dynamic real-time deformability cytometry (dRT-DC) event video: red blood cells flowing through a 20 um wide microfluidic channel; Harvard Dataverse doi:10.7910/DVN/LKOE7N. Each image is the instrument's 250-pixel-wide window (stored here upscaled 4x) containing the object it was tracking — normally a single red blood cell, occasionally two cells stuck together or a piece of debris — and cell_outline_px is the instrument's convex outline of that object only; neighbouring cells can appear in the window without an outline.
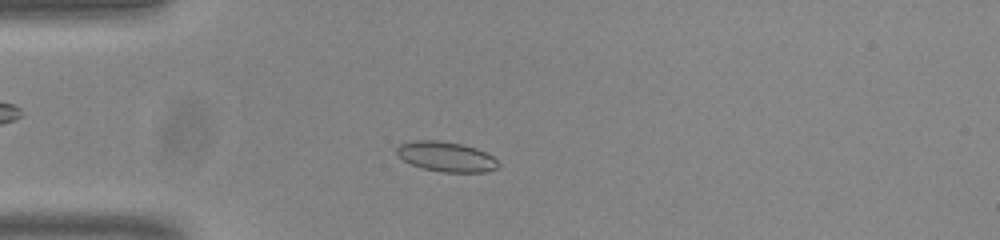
{"species": "common noctule bat (a hibernating species)", "species_latin": "Nyctalus noctula", "temperature_condition": "room temperature", "stored_images_in_passage": 48, "camera_frame_rate_fps": 3000, "um_per_image_px": 0.085, "animal": {"sex": "male", "body_mass_g": 20.0, "forearm_length_mm": 53.3}, "frame": {"image": 1, "passage_image": 9, "time_ms": 2.667, "image_size_px": [1000, 240], "cell_outline_px": [[500, 164], [496, 168], [484, 172], [444, 172], [424, 168], [412, 164], [396, 156], [396, 148], [400, 144], [412, 140], [440, 140], [464, 144], [476, 148], [492, 156]], "centroid_in_image_um": [37.9, 13.3], "position_along_channel_um": 47.1, "area_um2": 17.74}}
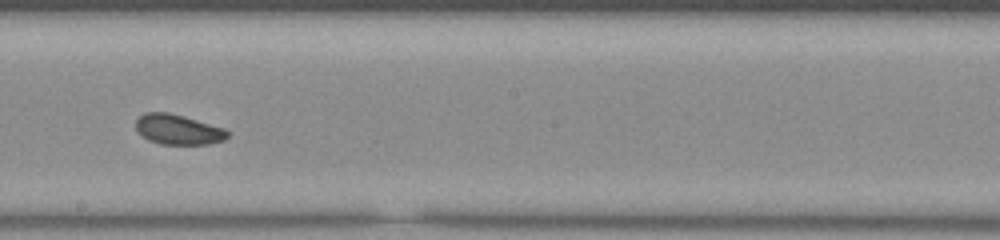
{"frame": {"image": 2, "passage_image": 25, "time_ms": 8.0, "image_size_px": [1000, 240], "cell_outline_px": [[228, 136], [224, 140], [208, 144], [160, 144], [148, 140], [136, 132], [136, 120], [144, 112], [168, 112], [184, 116], [224, 128], [228, 132]], "centroid_in_image_um": [15.1, 11.01], "position_along_channel_um": 233.1, "area_um2": 16.13}}
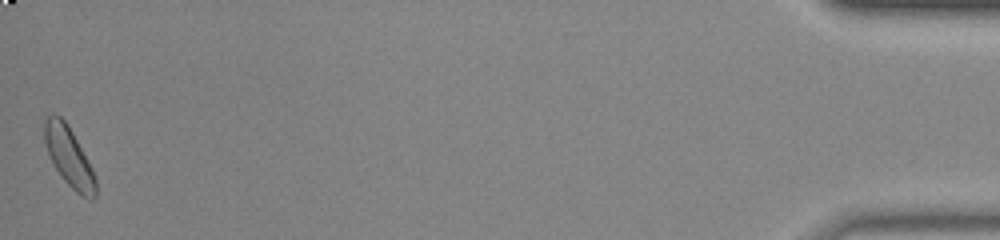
{"frame": {"image": 3, "passage_image": 48, "time_ms": 15.667, "image_size_px": [1000, 240], "cell_outline_px": [[96, 196], [92, 200], [88, 200], [76, 192], [64, 180], [56, 168], [48, 152], [44, 140], [44, 120], [52, 112], [60, 116], [68, 124], [92, 168], [96, 180]], "centroid_in_image_um": [5.87, 13.32], "position_along_channel_um": 429.3, "area_um2": 17.57}, "authors_computed_cell_mechanics": {"area_um2": 16.6464, "velocity_mm_per_s": 3.8064, "shape_relaxation_time_tau1_ms": 2.3191, "shape_relaxation_time_tau2_ms": 2.0862, "deformation_change_tau1": 0.0831, "deformation_change_tau2": 0.0745}}